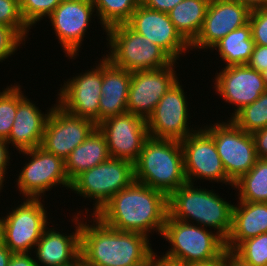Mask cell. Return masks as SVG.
Instances as JSON below:
<instances>
[{
  "mask_svg": "<svg viewBox=\"0 0 267 266\" xmlns=\"http://www.w3.org/2000/svg\"><path fill=\"white\" fill-rule=\"evenodd\" d=\"M167 215L168 197L134 181L109 199L95 216L113 229L150 237L154 231L162 235Z\"/></svg>",
  "mask_w": 267,
  "mask_h": 266,
  "instance_id": "6da1fadb",
  "label": "cell"
},
{
  "mask_svg": "<svg viewBox=\"0 0 267 266\" xmlns=\"http://www.w3.org/2000/svg\"><path fill=\"white\" fill-rule=\"evenodd\" d=\"M92 224L81 221L80 256L84 266H134L146 260L153 249L150 238L136 232L119 231L95 215Z\"/></svg>",
  "mask_w": 267,
  "mask_h": 266,
  "instance_id": "7a4b0ae2",
  "label": "cell"
},
{
  "mask_svg": "<svg viewBox=\"0 0 267 266\" xmlns=\"http://www.w3.org/2000/svg\"><path fill=\"white\" fill-rule=\"evenodd\" d=\"M194 185L186 183L168 197V214L179 221L213 228L226 240L232 227L234 203L225 201L212 189Z\"/></svg>",
  "mask_w": 267,
  "mask_h": 266,
  "instance_id": "3957f363",
  "label": "cell"
},
{
  "mask_svg": "<svg viewBox=\"0 0 267 266\" xmlns=\"http://www.w3.org/2000/svg\"><path fill=\"white\" fill-rule=\"evenodd\" d=\"M134 177L169 197L187 183L181 142L149 137L134 163Z\"/></svg>",
  "mask_w": 267,
  "mask_h": 266,
  "instance_id": "277c9868",
  "label": "cell"
},
{
  "mask_svg": "<svg viewBox=\"0 0 267 266\" xmlns=\"http://www.w3.org/2000/svg\"><path fill=\"white\" fill-rule=\"evenodd\" d=\"M215 231L166 217L162 238L171 248L163 257L177 262L192 264L210 262L219 258L225 248V240Z\"/></svg>",
  "mask_w": 267,
  "mask_h": 266,
  "instance_id": "5b68a950",
  "label": "cell"
},
{
  "mask_svg": "<svg viewBox=\"0 0 267 266\" xmlns=\"http://www.w3.org/2000/svg\"><path fill=\"white\" fill-rule=\"evenodd\" d=\"M104 32L109 47L105 57L122 69L130 72L161 69L174 61L161 47L127 24L112 26Z\"/></svg>",
  "mask_w": 267,
  "mask_h": 266,
  "instance_id": "8992f818",
  "label": "cell"
},
{
  "mask_svg": "<svg viewBox=\"0 0 267 266\" xmlns=\"http://www.w3.org/2000/svg\"><path fill=\"white\" fill-rule=\"evenodd\" d=\"M134 181V164L110 157L78 175L71 182L70 190L85 199L94 200L91 215H96L109 199Z\"/></svg>",
  "mask_w": 267,
  "mask_h": 266,
  "instance_id": "52a82bcc",
  "label": "cell"
},
{
  "mask_svg": "<svg viewBox=\"0 0 267 266\" xmlns=\"http://www.w3.org/2000/svg\"><path fill=\"white\" fill-rule=\"evenodd\" d=\"M203 128L213 137L224 170L233 183L255 165L258 157L251 133L240 129L231 119Z\"/></svg>",
  "mask_w": 267,
  "mask_h": 266,
  "instance_id": "ba28073f",
  "label": "cell"
},
{
  "mask_svg": "<svg viewBox=\"0 0 267 266\" xmlns=\"http://www.w3.org/2000/svg\"><path fill=\"white\" fill-rule=\"evenodd\" d=\"M23 199L21 204L3 216V243L12 253H32L50 224L43 200Z\"/></svg>",
  "mask_w": 267,
  "mask_h": 266,
  "instance_id": "9c48e42d",
  "label": "cell"
},
{
  "mask_svg": "<svg viewBox=\"0 0 267 266\" xmlns=\"http://www.w3.org/2000/svg\"><path fill=\"white\" fill-rule=\"evenodd\" d=\"M18 153L28 156L27 163L16 178L17 189L25 198L42 199L46 191L57 185L70 189L71 182L66 174L63 159L47 152L41 146Z\"/></svg>",
  "mask_w": 267,
  "mask_h": 266,
  "instance_id": "30bf717a",
  "label": "cell"
},
{
  "mask_svg": "<svg viewBox=\"0 0 267 266\" xmlns=\"http://www.w3.org/2000/svg\"><path fill=\"white\" fill-rule=\"evenodd\" d=\"M181 148L187 183L205 179L234 186L224 170L213 137L203 127L181 141Z\"/></svg>",
  "mask_w": 267,
  "mask_h": 266,
  "instance_id": "8fae6325",
  "label": "cell"
},
{
  "mask_svg": "<svg viewBox=\"0 0 267 266\" xmlns=\"http://www.w3.org/2000/svg\"><path fill=\"white\" fill-rule=\"evenodd\" d=\"M185 94L177 80L163 95L146 120L149 137L181 142L198 129V127L189 128L190 110Z\"/></svg>",
  "mask_w": 267,
  "mask_h": 266,
  "instance_id": "7c38bea8",
  "label": "cell"
},
{
  "mask_svg": "<svg viewBox=\"0 0 267 266\" xmlns=\"http://www.w3.org/2000/svg\"><path fill=\"white\" fill-rule=\"evenodd\" d=\"M91 70L78 73L64 82L56 103L65 111L99 124V100L102 96V59ZM96 67V68H94Z\"/></svg>",
  "mask_w": 267,
  "mask_h": 266,
  "instance_id": "4fadbf2b",
  "label": "cell"
},
{
  "mask_svg": "<svg viewBox=\"0 0 267 266\" xmlns=\"http://www.w3.org/2000/svg\"><path fill=\"white\" fill-rule=\"evenodd\" d=\"M97 125L54 104L45 125L41 147L64 161L82 144Z\"/></svg>",
  "mask_w": 267,
  "mask_h": 266,
  "instance_id": "5bb4252c",
  "label": "cell"
},
{
  "mask_svg": "<svg viewBox=\"0 0 267 266\" xmlns=\"http://www.w3.org/2000/svg\"><path fill=\"white\" fill-rule=\"evenodd\" d=\"M93 12L92 0H62L48 17L66 57L74 60L77 57L92 15L97 16Z\"/></svg>",
  "mask_w": 267,
  "mask_h": 266,
  "instance_id": "9a60e30c",
  "label": "cell"
},
{
  "mask_svg": "<svg viewBox=\"0 0 267 266\" xmlns=\"http://www.w3.org/2000/svg\"><path fill=\"white\" fill-rule=\"evenodd\" d=\"M97 127L105 136L110 157L132 164L149 138L146 119L132 113L107 118Z\"/></svg>",
  "mask_w": 267,
  "mask_h": 266,
  "instance_id": "2e32d148",
  "label": "cell"
},
{
  "mask_svg": "<svg viewBox=\"0 0 267 266\" xmlns=\"http://www.w3.org/2000/svg\"><path fill=\"white\" fill-rule=\"evenodd\" d=\"M176 63L177 61H173L161 69L131 72L127 113L148 119L163 95L179 79L175 70Z\"/></svg>",
  "mask_w": 267,
  "mask_h": 266,
  "instance_id": "e0dca14e",
  "label": "cell"
},
{
  "mask_svg": "<svg viewBox=\"0 0 267 266\" xmlns=\"http://www.w3.org/2000/svg\"><path fill=\"white\" fill-rule=\"evenodd\" d=\"M126 24L161 47L174 61L190 50V45L176 31L168 13L150 9L140 3Z\"/></svg>",
  "mask_w": 267,
  "mask_h": 266,
  "instance_id": "ac0fdd59",
  "label": "cell"
},
{
  "mask_svg": "<svg viewBox=\"0 0 267 266\" xmlns=\"http://www.w3.org/2000/svg\"><path fill=\"white\" fill-rule=\"evenodd\" d=\"M214 79L215 92L226 103L236 106L229 119L267 90L262 73L247 65L223 67Z\"/></svg>",
  "mask_w": 267,
  "mask_h": 266,
  "instance_id": "d6986e66",
  "label": "cell"
},
{
  "mask_svg": "<svg viewBox=\"0 0 267 266\" xmlns=\"http://www.w3.org/2000/svg\"><path fill=\"white\" fill-rule=\"evenodd\" d=\"M250 12L246 6L233 0H211L202 29L190 50L211 49L229 32L247 24Z\"/></svg>",
  "mask_w": 267,
  "mask_h": 266,
  "instance_id": "ffe728a7",
  "label": "cell"
},
{
  "mask_svg": "<svg viewBox=\"0 0 267 266\" xmlns=\"http://www.w3.org/2000/svg\"><path fill=\"white\" fill-rule=\"evenodd\" d=\"M80 211L71 219L76 229L70 234L46 228L35 245L33 253L37 266H65L80 257V230L82 217ZM79 216V217H78ZM55 229V230H54ZM62 233V234H61ZM40 263V264H39Z\"/></svg>",
  "mask_w": 267,
  "mask_h": 266,
  "instance_id": "44dd1931",
  "label": "cell"
},
{
  "mask_svg": "<svg viewBox=\"0 0 267 266\" xmlns=\"http://www.w3.org/2000/svg\"><path fill=\"white\" fill-rule=\"evenodd\" d=\"M21 89L19 84V104L11 132L6 139L19 152L41 146L45 125L53 108L47 109L48 112L44 114Z\"/></svg>",
  "mask_w": 267,
  "mask_h": 266,
  "instance_id": "7402d4cb",
  "label": "cell"
},
{
  "mask_svg": "<svg viewBox=\"0 0 267 266\" xmlns=\"http://www.w3.org/2000/svg\"><path fill=\"white\" fill-rule=\"evenodd\" d=\"M131 72L115 66L102 56V96L99 100V123L127 113Z\"/></svg>",
  "mask_w": 267,
  "mask_h": 266,
  "instance_id": "603a6c76",
  "label": "cell"
},
{
  "mask_svg": "<svg viewBox=\"0 0 267 266\" xmlns=\"http://www.w3.org/2000/svg\"><path fill=\"white\" fill-rule=\"evenodd\" d=\"M225 248L234 250L242 241L267 233V203L237 201Z\"/></svg>",
  "mask_w": 267,
  "mask_h": 266,
  "instance_id": "cb8c5ba5",
  "label": "cell"
},
{
  "mask_svg": "<svg viewBox=\"0 0 267 266\" xmlns=\"http://www.w3.org/2000/svg\"><path fill=\"white\" fill-rule=\"evenodd\" d=\"M110 158L104 134L96 127L86 140L74 148L65 160L66 174L72 182L86 170Z\"/></svg>",
  "mask_w": 267,
  "mask_h": 266,
  "instance_id": "d4e9b609",
  "label": "cell"
},
{
  "mask_svg": "<svg viewBox=\"0 0 267 266\" xmlns=\"http://www.w3.org/2000/svg\"><path fill=\"white\" fill-rule=\"evenodd\" d=\"M211 0H183L168 12L176 31L191 45L198 37Z\"/></svg>",
  "mask_w": 267,
  "mask_h": 266,
  "instance_id": "484cf974",
  "label": "cell"
},
{
  "mask_svg": "<svg viewBox=\"0 0 267 266\" xmlns=\"http://www.w3.org/2000/svg\"><path fill=\"white\" fill-rule=\"evenodd\" d=\"M255 43L252 39L249 22L244 26L229 32L213 47L224 61L225 67L246 65L254 50Z\"/></svg>",
  "mask_w": 267,
  "mask_h": 266,
  "instance_id": "4316f807",
  "label": "cell"
},
{
  "mask_svg": "<svg viewBox=\"0 0 267 266\" xmlns=\"http://www.w3.org/2000/svg\"><path fill=\"white\" fill-rule=\"evenodd\" d=\"M239 201L267 203V159L258 158L255 165L234 183Z\"/></svg>",
  "mask_w": 267,
  "mask_h": 266,
  "instance_id": "83f0119b",
  "label": "cell"
},
{
  "mask_svg": "<svg viewBox=\"0 0 267 266\" xmlns=\"http://www.w3.org/2000/svg\"><path fill=\"white\" fill-rule=\"evenodd\" d=\"M95 13L100 19L103 31L108 28L126 24L133 12L141 3V0H92Z\"/></svg>",
  "mask_w": 267,
  "mask_h": 266,
  "instance_id": "f1b7e54d",
  "label": "cell"
},
{
  "mask_svg": "<svg viewBox=\"0 0 267 266\" xmlns=\"http://www.w3.org/2000/svg\"><path fill=\"white\" fill-rule=\"evenodd\" d=\"M231 120L247 133L267 127V90L250 105L239 110Z\"/></svg>",
  "mask_w": 267,
  "mask_h": 266,
  "instance_id": "f546056e",
  "label": "cell"
},
{
  "mask_svg": "<svg viewBox=\"0 0 267 266\" xmlns=\"http://www.w3.org/2000/svg\"><path fill=\"white\" fill-rule=\"evenodd\" d=\"M19 104V84L10 85L0 92V139L6 140L15 120Z\"/></svg>",
  "mask_w": 267,
  "mask_h": 266,
  "instance_id": "4dcf8cb0",
  "label": "cell"
},
{
  "mask_svg": "<svg viewBox=\"0 0 267 266\" xmlns=\"http://www.w3.org/2000/svg\"><path fill=\"white\" fill-rule=\"evenodd\" d=\"M233 251L252 266H267V233L242 241Z\"/></svg>",
  "mask_w": 267,
  "mask_h": 266,
  "instance_id": "1f68e13d",
  "label": "cell"
},
{
  "mask_svg": "<svg viewBox=\"0 0 267 266\" xmlns=\"http://www.w3.org/2000/svg\"><path fill=\"white\" fill-rule=\"evenodd\" d=\"M20 11L25 23L31 28L49 17L62 0H19Z\"/></svg>",
  "mask_w": 267,
  "mask_h": 266,
  "instance_id": "d6a6232c",
  "label": "cell"
},
{
  "mask_svg": "<svg viewBox=\"0 0 267 266\" xmlns=\"http://www.w3.org/2000/svg\"><path fill=\"white\" fill-rule=\"evenodd\" d=\"M0 24L14 28L25 40L31 30L22 17L19 0H0Z\"/></svg>",
  "mask_w": 267,
  "mask_h": 266,
  "instance_id": "836d02e7",
  "label": "cell"
},
{
  "mask_svg": "<svg viewBox=\"0 0 267 266\" xmlns=\"http://www.w3.org/2000/svg\"><path fill=\"white\" fill-rule=\"evenodd\" d=\"M24 41L25 39L14 28L0 24V62L15 55L21 44L25 45Z\"/></svg>",
  "mask_w": 267,
  "mask_h": 266,
  "instance_id": "e575fe53",
  "label": "cell"
},
{
  "mask_svg": "<svg viewBox=\"0 0 267 266\" xmlns=\"http://www.w3.org/2000/svg\"><path fill=\"white\" fill-rule=\"evenodd\" d=\"M248 22L255 45L267 46V7L251 10Z\"/></svg>",
  "mask_w": 267,
  "mask_h": 266,
  "instance_id": "d590c367",
  "label": "cell"
},
{
  "mask_svg": "<svg viewBox=\"0 0 267 266\" xmlns=\"http://www.w3.org/2000/svg\"><path fill=\"white\" fill-rule=\"evenodd\" d=\"M246 65L260 73L264 72L267 69V46L255 45Z\"/></svg>",
  "mask_w": 267,
  "mask_h": 266,
  "instance_id": "8d00e7d4",
  "label": "cell"
},
{
  "mask_svg": "<svg viewBox=\"0 0 267 266\" xmlns=\"http://www.w3.org/2000/svg\"><path fill=\"white\" fill-rule=\"evenodd\" d=\"M257 157L267 159V127L252 133Z\"/></svg>",
  "mask_w": 267,
  "mask_h": 266,
  "instance_id": "74e56055",
  "label": "cell"
},
{
  "mask_svg": "<svg viewBox=\"0 0 267 266\" xmlns=\"http://www.w3.org/2000/svg\"><path fill=\"white\" fill-rule=\"evenodd\" d=\"M181 1L183 0H141V4L153 10L168 13Z\"/></svg>",
  "mask_w": 267,
  "mask_h": 266,
  "instance_id": "f35d334b",
  "label": "cell"
},
{
  "mask_svg": "<svg viewBox=\"0 0 267 266\" xmlns=\"http://www.w3.org/2000/svg\"><path fill=\"white\" fill-rule=\"evenodd\" d=\"M32 253H13L7 266H37ZM32 256V257H31Z\"/></svg>",
  "mask_w": 267,
  "mask_h": 266,
  "instance_id": "ab89813d",
  "label": "cell"
},
{
  "mask_svg": "<svg viewBox=\"0 0 267 266\" xmlns=\"http://www.w3.org/2000/svg\"><path fill=\"white\" fill-rule=\"evenodd\" d=\"M223 262L225 266H252L239 257L233 250L225 249L223 252Z\"/></svg>",
  "mask_w": 267,
  "mask_h": 266,
  "instance_id": "60d3db41",
  "label": "cell"
},
{
  "mask_svg": "<svg viewBox=\"0 0 267 266\" xmlns=\"http://www.w3.org/2000/svg\"><path fill=\"white\" fill-rule=\"evenodd\" d=\"M9 144L6 140L0 139V172H3L5 174H8L7 171V166L11 165L10 162V154L9 153Z\"/></svg>",
  "mask_w": 267,
  "mask_h": 266,
  "instance_id": "b9f144b4",
  "label": "cell"
},
{
  "mask_svg": "<svg viewBox=\"0 0 267 266\" xmlns=\"http://www.w3.org/2000/svg\"><path fill=\"white\" fill-rule=\"evenodd\" d=\"M154 252V266H188L185 263L177 262L174 260L167 259L162 255H158Z\"/></svg>",
  "mask_w": 267,
  "mask_h": 266,
  "instance_id": "7bdbcfd3",
  "label": "cell"
},
{
  "mask_svg": "<svg viewBox=\"0 0 267 266\" xmlns=\"http://www.w3.org/2000/svg\"><path fill=\"white\" fill-rule=\"evenodd\" d=\"M246 6L250 11L267 7V0H233Z\"/></svg>",
  "mask_w": 267,
  "mask_h": 266,
  "instance_id": "ee69618b",
  "label": "cell"
},
{
  "mask_svg": "<svg viewBox=\"0 0 267 266\" xmlns=\"http://www.w3.org/2000/svg\"><path fill=\"white\" fill-rule=\"evenodd\" d=\"M12 254L4 243L0 244V266H7Z\"/></svg>",
  "mask_w": 267,
  "mask_h": 266,
  "instance_id": "f6af8a7d",
  "label": "cell"
},
{
  "mask_svg": "<svg viewBox=\"0 0 267 266\" xmlns=\"http://www.w3.org/2000/svg\"><path fill=\"white\" fill-rule=\"evenodd\" d=\"M188 266H225L223 262V254L210 262H204V263H192L188 264Z\"/></svg>",
  "mask_w": 267,
  "mask_h": 266,
  "instance_id": "bcb514c9",
  "label": "cell"
},
{
  "mask_svg": "<svg viewBox=\"0 0 267 266\" xmlns=\"http://www.w3.org/2000/svg\"><path fill=\"white\" fill-rule=\"evenodd\" d=\"M134 266H154V252L146 260Z\"/></svg>",
  "mask_w": 267,
  "mask_h": 266,
  "instance_id": "7dc6e473",
  "label": "cell"
},
{
  "mask_svg": "<svg viewBox=\"0 0 267 266\" xmlns=\"http://www.w3.org/2000/svg\"><path fill=\"white\" fill-rule=\"evenodd\" d=\"M65 266H84V263H83V260L80 256L75 262H72L71 264H68Z\"/></svg>",
  "mask_w": 267,
  "mask_h": 266,
  "instance_id": "c3c4849f",
  "label": "cell"
},
{
  "mask_svg": "<svg viewBox=\"0 0 267 266\" xmlns=\"http://www.w3.org/2000/svg\"><path fill=\"white\" fill-rule=\"evenodd\" d=\"M3 243V216L0 217V244Z\"/></svg>",
  "mask_w": 267,
  "mask_h": 266,
  "instance_id": "681fc988",
  "label": "cell"
},
{
  "mask_svg": "<svg viewBox=\"0 0 267 266\" xmlns=\"http://www.w3.org/2000/svg\"><path fill=\"white\" fill-rule=\"evenodd\" d=\"M6 174L5 173H3V172H0V192H1V190L3 189V186H4V181H5V176Z\"/></svg>",
  "mask_w": 267,
  "mask_h": 266,
  "instance_id": "f907efd6",
  "label": "cell"
},
{
  "mask_svg": "<svg viewBox=\"0 0 267 266\" xmlns=\"http://www.w3.org/2000/svg\"><path fill=\"white\" fill-rule=\"evenodd\" d=\"M262 76H263V78H264L265 85H266V87H267V69H266L264 72H262Z\"/></svg>",
  "mask_w": 267,
  "mask_h": 266,
  "instance_id": "816d5d0a",
  "label": "cell"
}]
</instances>
